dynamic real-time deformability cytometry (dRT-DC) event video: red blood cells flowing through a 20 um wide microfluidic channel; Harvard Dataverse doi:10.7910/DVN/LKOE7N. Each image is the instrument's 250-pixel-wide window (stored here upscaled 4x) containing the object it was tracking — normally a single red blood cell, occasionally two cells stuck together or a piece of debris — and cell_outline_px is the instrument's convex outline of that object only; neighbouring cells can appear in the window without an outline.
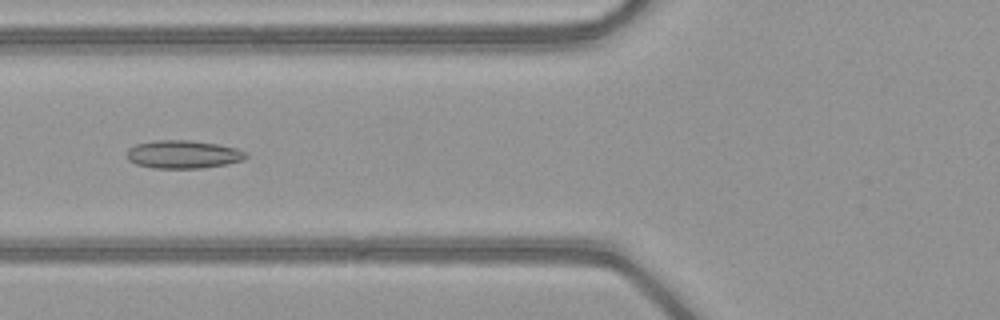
{"species": "common noctule bat (a hibernating species)", "species_latin": "Nyctalus noctula", "temperature_condition": "warm", "stored_images_in_passage": 50, "camera_frame_rate_fps": 3000, "um_per_image_px": 0.085, "animal": {"sex": "female", "body_mass_g": 21.9}, "frame": {"image": 1, "passage_image": 20, "time_ms": 6.333, "image_size_px": [1000, 320], "cell_outline_px": [[248, 156], [244, 160], [204, 168], [152, 168], [136, 164], [128, 160], [128, 148], [136, 144], [156, 140], [188, 140], [220, 144], [236, 148], [244, 152]], "centroid_in_image_um": [15.57, 13.12], "position_along_channel_um": 110.2, "area_um2": 19.48}}
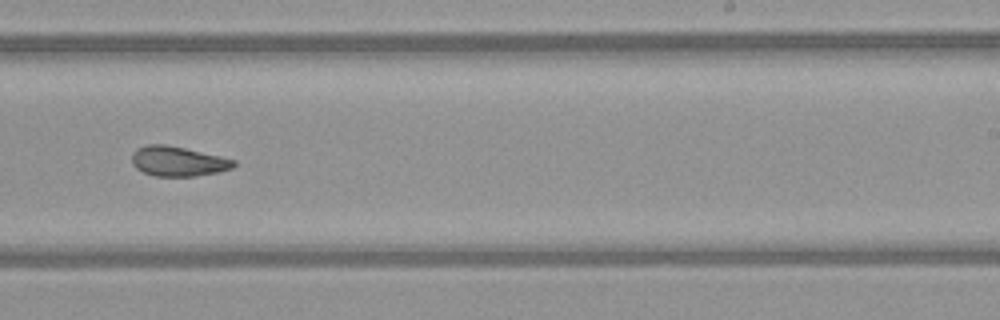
{"frame": {"image": 2, "passage_image": 32, "time_ms": 10.333, "image_size_px": [1000, 320], "cell_outline_px": [[236, 164], [232, 168], [216, 172], [196, 176], [156, 176], [144, 172], [136, 168], [132, 164], [132, 152], [136, 148], [144, 144], [164, 144], [184, 148], [220, 156], [236, 160]], "centroid_in_image_um": [15.09, 13.7], "position_along_channel_um": 273.9, "area_um2": 17.69}}
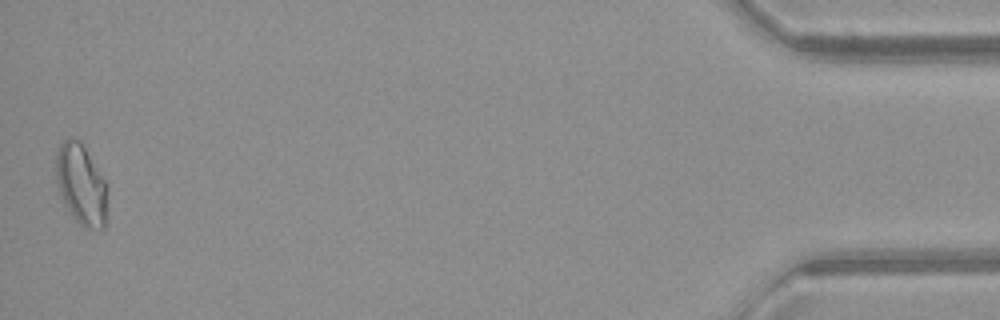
{"frame": {"image": 3, "passage_image": 50, "time_ms": 16.333, "image_size_px": [1000, 320], "cell_outline_px": [[104, 228], [88, 228], [80, 224], [76, 220], [64, 204], [56, 184], [56, 152], [60, 144], [68, 136], [72, 136], [80, 140], [104, 180]], "centroid_in_image_um": [6.81, 15.61], "position_along_channel_um": 428.4, "area_um2": 23.41}, "authors_computed_cell_mechanics": {"area_um2": 19.7676, "velocity_mm_per_s": 4.0813, "shape_relaxation_time_tau1_ms": null, "shape_relaxation_time_tau2_ms": 2.7853, "deformation_change_tau1": null, "deformation_change_tau2": 0.0883}}